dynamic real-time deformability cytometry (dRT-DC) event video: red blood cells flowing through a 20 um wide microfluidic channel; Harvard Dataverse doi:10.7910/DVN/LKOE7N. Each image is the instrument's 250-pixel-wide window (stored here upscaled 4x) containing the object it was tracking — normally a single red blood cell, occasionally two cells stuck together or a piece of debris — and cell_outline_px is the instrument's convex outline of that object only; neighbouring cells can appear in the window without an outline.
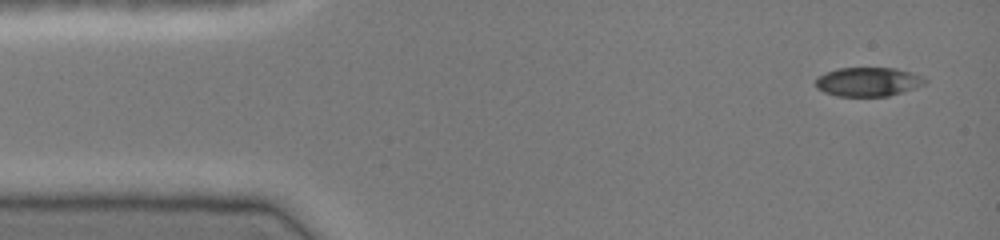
{"species": "common noctule bat (a hibernating species)", "species_latin": "Nyctalus noctula", "temperature_condition": "cold", "stored_images_in_passage": 45, "camera_frame_rate_fps": 3000, "um_per_image_px": 0.085, "animal": {"sex": "female", "body_mass_g": 19.0, "forearm_length_mm": 51.5}, "frame": {"image": 1, "passage_image": 1, "time_ms": 0.0, "image_size_px": [1000, 240], "cell_outline_px": [[928, 80], [924, 84], [888, 96], [836, 96], [824, 92], [816, 88], [816, 80], [824, 72], [836, 68], [896, 68], [912, 72], [924, 76]], "centroid_in_image_um": [73.78, 6.94], "position_along_channel_um": 11.2, "area_um2": 18.5}}
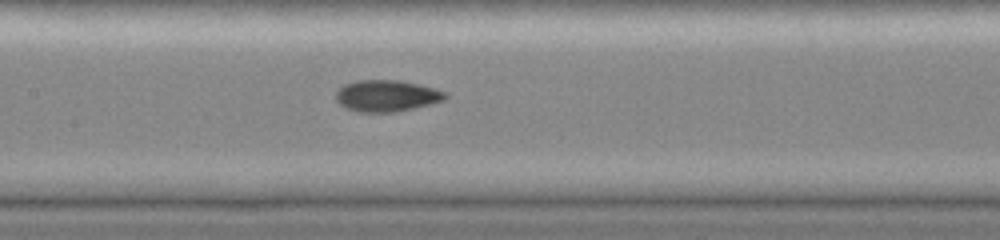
{"frame": {"image": 2, "passage_image": 20, "time_ms": 6.333, "image_size_px": [1000, 240], "cell_outline_px": [[448, 96], [444, 100], [396, 112], [360, 112], [348, 108], [340, 104], [336, 100], [336, 92], [344, 84], [356, 80], [400, 80], [448, 92]], "centroid_in_image_um": [32.86, 8.13], "position_along_channel_um": 174.5, "area_um2": 19.88}}
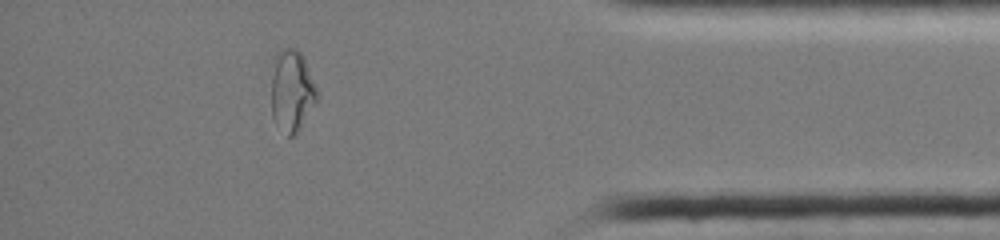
{"frame": {"image": 3, "passage_image": 39, "time_ms": 12.667, "image_size_px": [1000, 240], "cell_outline_px": [[316, 100], [296, 136], [288, 136], [272, 116], [272, 76], [276, 52], [280, 48], [292, 48], [300, 52], [304, 56], [316, 84]], "centroid_in_image_um": [24.81, 7.68], "position_along_channel_um": 410.4, "area_um2": 21.5}, "authors_computed_cell_mechanics": {"area_um2": 19.5364, "velocity_mm_per_s": 4.0991, "shape_relaxation_time_tau1_ms": null, "shape_relaxation_time_tau2_ms": 1.5268, "deformation_change_tau1": null, "deformation_change_tau2": 0.042}}